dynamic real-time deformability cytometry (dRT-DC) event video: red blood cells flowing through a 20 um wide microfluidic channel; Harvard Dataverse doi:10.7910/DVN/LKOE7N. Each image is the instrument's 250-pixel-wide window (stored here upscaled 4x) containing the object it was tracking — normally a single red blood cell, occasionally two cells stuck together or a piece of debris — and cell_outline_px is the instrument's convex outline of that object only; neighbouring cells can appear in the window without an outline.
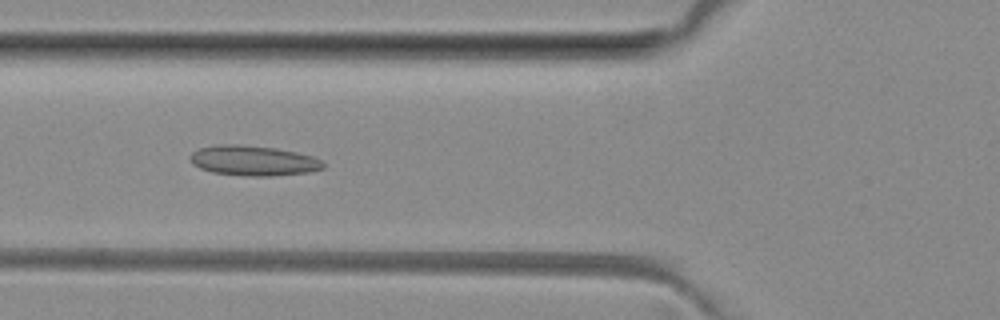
{"species": "common noctule bat (a hibernating species)", "species_latin": "Nyctalus noctula", "temperature_condition": "room temperature", "stored_images_in_passage": 9, "camera_frame_rate_fps": 3000, "um_per_image_px": 0.085, "animal": {"sex": "female", "body_mass_g": 29.2, "forearm_length_mm": 56.3}, "frame": {"image": 1, "passage_image": 6, "time_ms": 7.0, "image_size_px": [1000, 320], "cell_outline_px": [[324, 168], [308, 172], [272, 176], [244, 176], [212, 172], [200, 168], [192, 164], [188, 156], [192, 152], [200, 148], [224, 144], [240, 144], [276, 148], [296, 152], [312, 156], [320, 160], [324, 164]], "centroid_in_image_um": [21.51, 13.65], "position_along_channel_um": 104.3, "area_um2": 23.35}}
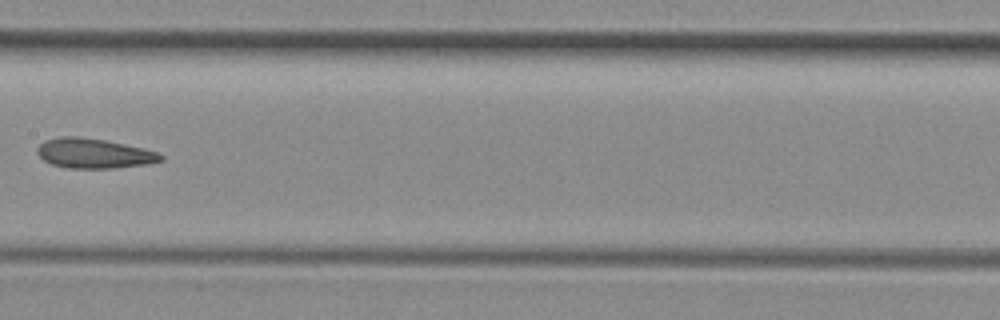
{"frame": {"image": 2, "passage_image": 8, "time_ms": 9.333, "image_size_px": [1000, 320], "cell_outline_px": [[164, 160], [148, 164], [116, 168], [64, 168], [52, 164], [44, 160], [36, 152], [36, 148], [44, 140], [60, 136], [80, 136], [104, 140], [124, 144], [156, 152], [164, 156]], "centroid_in_image_um": [7.95, 13.04], "position_along_channel_um": 199.5, "area_um2": 21.5}}
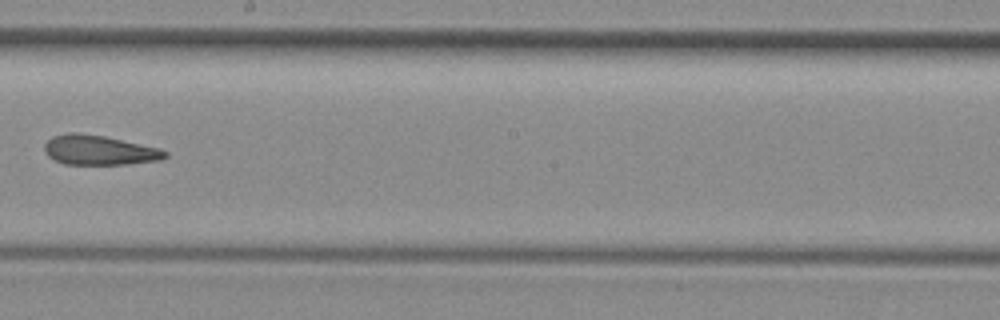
{"frame": {"image": 3, "passage_image": 9, "time_ms": 10.333, "image_size_px": [1000, 320], "cell_outline_px": [[168, 156], [160, 160], [128, 164], [64, 164], [48, 156], [44, 152], [44, 144], [52, 136], [68, 132], [76, 132], [104, 136], [160, 148], [168, 152]], "centroid_in_image_um": [8.43, 12.76], "position_along_channel_um": 239.8, "area_um2": 20.92}}